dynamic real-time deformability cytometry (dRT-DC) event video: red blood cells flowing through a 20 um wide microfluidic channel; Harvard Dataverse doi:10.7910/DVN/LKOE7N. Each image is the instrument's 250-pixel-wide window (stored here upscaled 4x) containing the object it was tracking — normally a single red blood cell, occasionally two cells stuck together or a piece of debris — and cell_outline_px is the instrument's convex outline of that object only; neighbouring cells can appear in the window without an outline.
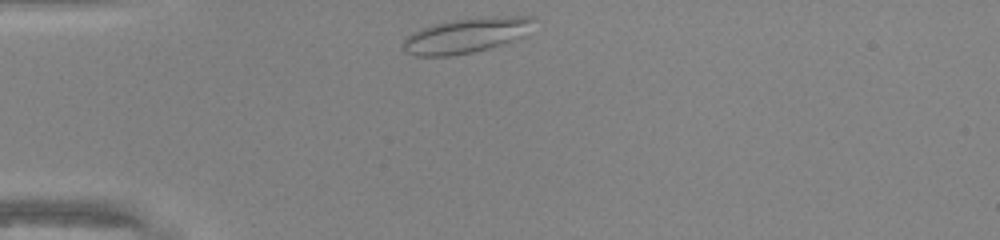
{"species": "common noctule bat (a hibernating species)", "species_latin": "Nyctalus noctula", "temperature_condition": "warm", "stored_images_in_passage": 28, "camera_frame_rate_fps": 3000, "um_per_image_px": 0.085, "animal": {"sex": "male", "body_mass_g": 20.0, "forearm_length_mm": 53.3}, "frame": {"image": 1, "passage_image": 1, "time_ms": 0.0, "image_size_px": [1000, 240], "cell_outline_px": [[536, 20], [512, 40], [488, 48], [472, 52], [448, 56], [416, 56], [404, 52], [404, 40], [412, 32], [420, 28], [452, 20], [496, 16], [536, 16]], "centroid_in_image_um": [39.54, 3.01], "position_along_channel_um": 45.5, "area_um2": 25.89}}
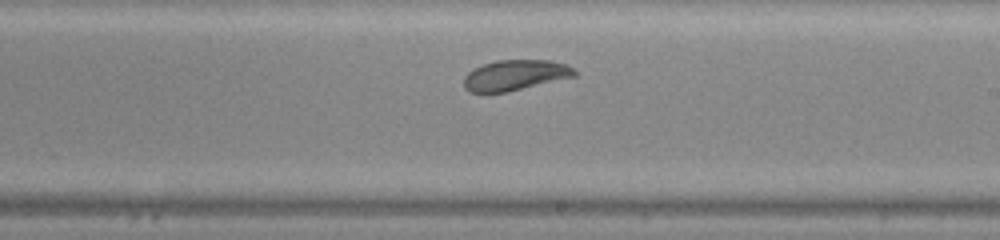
{"frame": {"image": 2, "passage_image": 17, "time_ms": 5.333, "image_size_px": [1000, 240], "cell_outline_px": [[576, 76], [508, 92], [472, 92], [464, 88], [464, 76], [468, 72], [484, 64], [496, 60], [548, 60], [568, 64], [576, 72]], "centroid_in_image_um": [43.8, 6.39], "position_along_channel_um": 245.2, "area_um2": 19.59}}
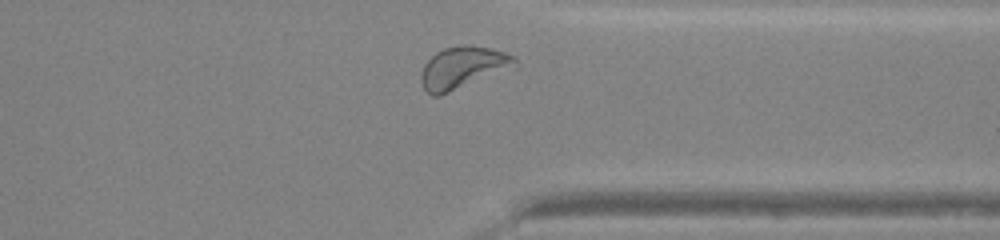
{"frame": {"image": 3, "passage_image": 26, "time_ms": 8.333, "image_size_px": [1000, 240], "cell_outline_px": [[516, 64], [440, 96], [432, 96], [424, 88], [420, 80], [420, 72], [424, 64], [436, 52], [444, 48], [464, 44], [472, 44], [504, 52], [516, 56]], "centroid_in_image_um": [39.25, 5.72], "position_along_channel_um": 372.2, "area_um2": 22.37}, "authors_computed_cell_mechanics": {"area_um2": 20.6635, "velocity_mm_per_s": 4.2504, "shape_relaxation_time_tau1_ms": 4.111, "shape_relaxation_time_tau2_ms": null, "deformation_change_tau1": 0.1066, "deformation_change_tau2": null}}